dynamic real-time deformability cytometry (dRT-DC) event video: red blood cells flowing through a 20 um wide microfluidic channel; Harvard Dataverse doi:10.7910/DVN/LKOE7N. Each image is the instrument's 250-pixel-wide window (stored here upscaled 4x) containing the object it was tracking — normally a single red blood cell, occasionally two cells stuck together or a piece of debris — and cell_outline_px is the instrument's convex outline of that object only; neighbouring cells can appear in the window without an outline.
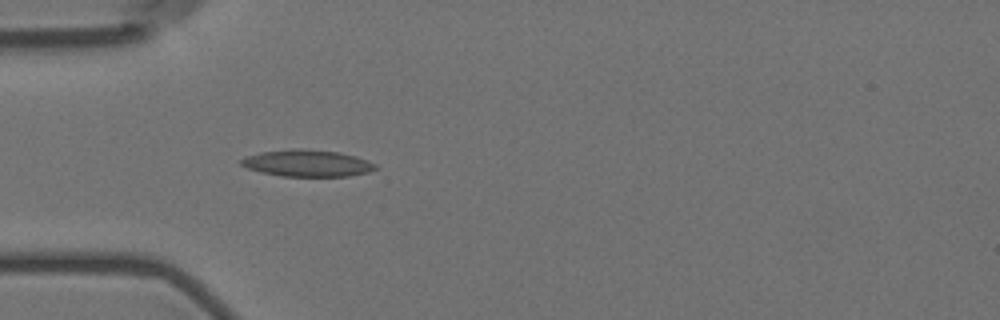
{"species": "Egyptian fruit bat (a non-hibernating species)", "species_latin": "Rousettus aegyptiacus", "temperature_condition": "room temperature", "stored_images_in_passage": 4, "camera_frame_rate_fps": 3000, "um_per_image_px": 0.085, "animal": {"sex": "female"}, "frame": {"image": 1, "passage_image": 4, "time_ms": 3.667, "image_size_px": [1000, 320], "cell_outline_px": [[376, 168], [368, 172], [348, 176], [280, 176], [260, 172], [248, 168], [240, 164], [240, 160], [244, 156], [260, 152], [292, 148], [300, 148], [340, 152], [356, 156], [376, 164]], "centroid_in_image_um": [26.07, 13.86], "position_along_channel_um": 58.9, "area_um2": 21.04}}